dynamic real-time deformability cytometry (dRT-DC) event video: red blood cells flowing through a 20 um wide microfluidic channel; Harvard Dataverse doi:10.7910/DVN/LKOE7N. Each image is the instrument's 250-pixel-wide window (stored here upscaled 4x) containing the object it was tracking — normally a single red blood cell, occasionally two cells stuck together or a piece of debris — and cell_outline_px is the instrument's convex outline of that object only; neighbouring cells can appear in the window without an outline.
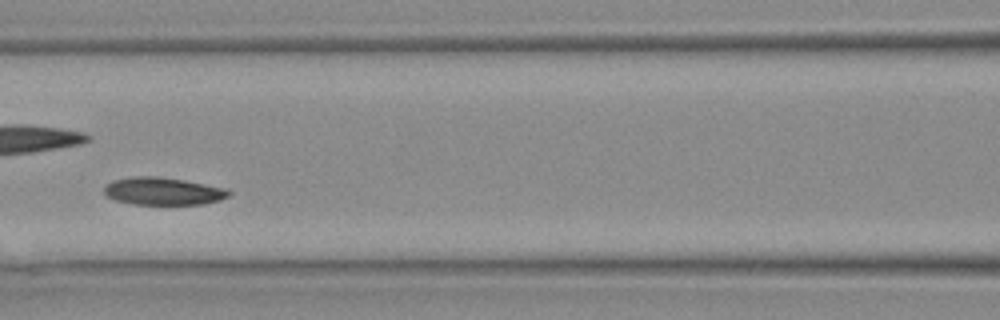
{"species": "Egyptian fruit bat (a non-hibernating species)", "species_latin": "Rousettus aegyptiacus", "temperature_condition": "warm", "stored_images_in_passage": 9, "camera_frame_rate_fps": 3000, "um_per_image_px": 0.085, "animal": {"sex": "female"}, "frame": {"image": 1, "passage_image": 6, "time_ms": 1.667, "image_size_px": [1000, 320], "cell_outline_px": [[232, 196], [220, 200], [204, 204], [132, 204], [116, 200], [108, 196], [104, 192], [104, 184], [112, 180], [132, 176], [160, 176], [184, 180], [228, 188], [232, 192]], "centroid_in_image_um": [13.9, 16.24], "position_along_channel_um": 152.7, "area_um2": 20.35}}
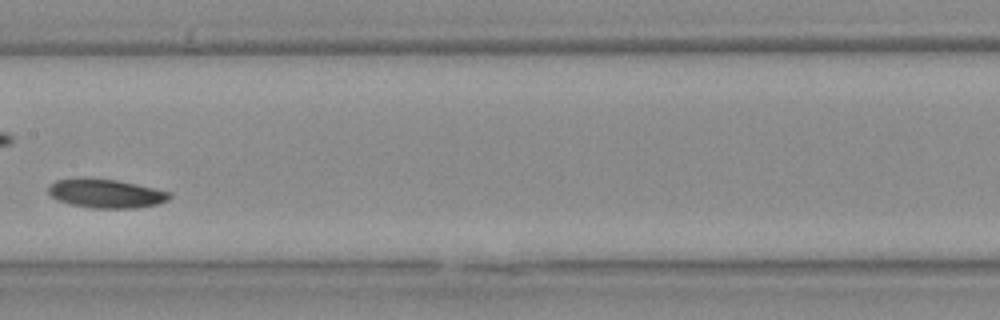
{"frame": {"image": 2, "passage_image": 8, "time_ms": 2.333, "image_size_px": [1000, 320], "cell_outline_px": [[172, 196], [168, 200], [160, 204], [136, 208], [92, 208], [68, 204], [56, 200], [48, 192], [48, 184], [56, 180], [80, 176], [116, 180], [136, 184], [172, 192]], "centroid_in_image_um": [8.98, 16.43], "position_along_channel_um": 198.4, "area_um2": 20.92}}